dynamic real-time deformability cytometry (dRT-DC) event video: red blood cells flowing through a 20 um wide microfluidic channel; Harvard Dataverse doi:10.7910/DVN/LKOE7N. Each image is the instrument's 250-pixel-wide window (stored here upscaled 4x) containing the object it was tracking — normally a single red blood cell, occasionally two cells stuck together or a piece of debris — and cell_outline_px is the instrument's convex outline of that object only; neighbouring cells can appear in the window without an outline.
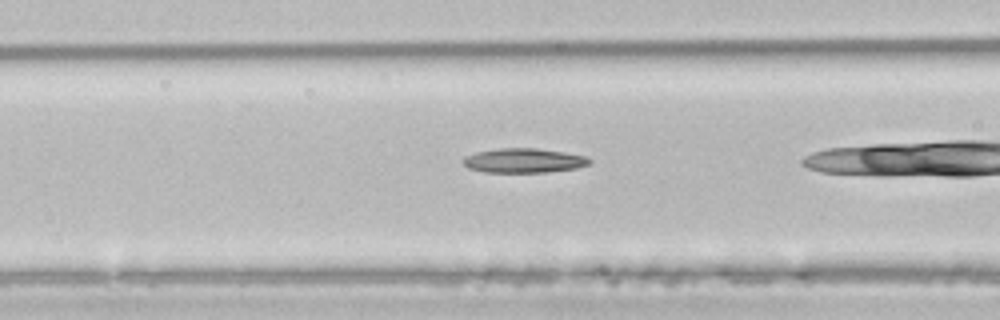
{"species": "common noctule bat (a hibernating species)", "species_latin": "Nyctalus noctula", "temperature_condition": "room temperature", "stored_images_in_passage": 24, "camera_frame_rate_fps": 3000, "um_per_image_px": 0.085, "animal": {"sex": "male", "body_mass_g": 21.5, "forearm_length_mm": 52.0}, "frame": {"image": 1, "passage_image": 4, "time_ms": 1.0, "image_size_px": [1000, 320], "cell_outline_px": [[592, 160], [588, 164], [576, 168], [548, 172], [484, 172], [468, 168], [464, 164], [464, 156], [476, 152], [496, 148], [536, 148], [564, 152], [584, 156]], "centroid_in_image_um": [44.49, 13.64], "position_along_channel_um": 122.1, "area_um2": 17.92}}